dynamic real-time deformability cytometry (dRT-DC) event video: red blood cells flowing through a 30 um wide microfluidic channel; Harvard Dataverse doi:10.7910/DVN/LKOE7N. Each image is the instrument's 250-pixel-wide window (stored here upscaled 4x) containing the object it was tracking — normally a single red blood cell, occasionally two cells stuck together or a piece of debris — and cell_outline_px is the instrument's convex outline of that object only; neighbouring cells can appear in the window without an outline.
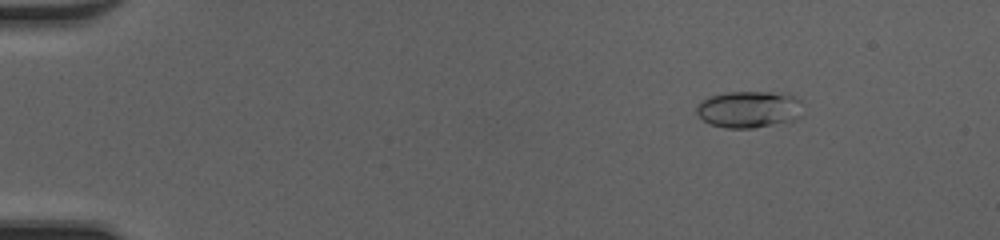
{"species": "common noctule bat (a hibernating species)", "species_latin": "Nyctalus noctula", "temperature_condition": "cold", "stored_images_in_passage": 51, "camera_frame_rate_fps": 3000, "um_per_image_px": 0.085, "animal": {"sex": "female", "body_mass_g": 20.0, "forearm_length_mm": 54.0}, "frame": {"image": 1, "passage_image": 8, "time_ms": 2.333, "image_size_px": [1000, 240], "cell_outline_px": [[800, 116], [796, 120], [752, 128], [728, 128], [712, 124], [704, 120], [696, 112], [696, 104], [700, 100], [708, 96], [728, 92], [772, 92], [792, 96], [800, 100]], "centroid_in_image_um": [63.62, 9.29], "position_along_channel_um": 21.4, "area_um2": 22.66}}
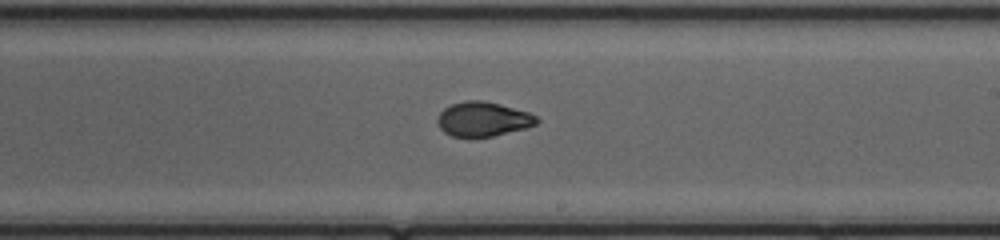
{"frame": {"image": 2, "passage_image": 32, "time_ms": 10.333, "image_size_px": [1000, 240], "cell_outline_px": [[540, 120], [536, 124], [524, 128], [492, 136], [452, 136], [444, 132], [440, 128], [436, 120], [440, 112], [444, 108], [452, 104], [468, 100], [484, 100], [500, 104], [528, 112], [536, 116]], "centroid_in_image_um": [41.04, 10.11], "position_along_channel_um": 248.0, "area_um2": 19.71}}
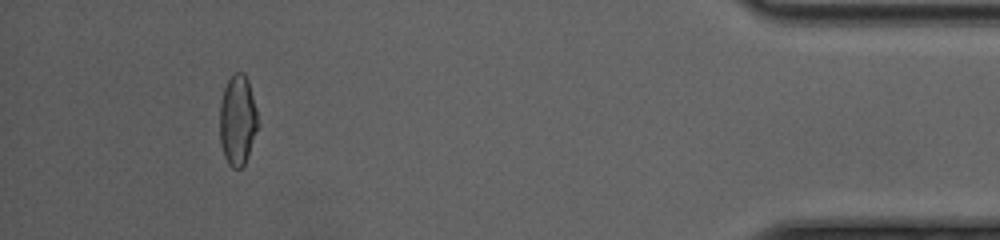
{"frame": {"image": 3, "passage_image": 48, "time_ms": 15.667, "image_size_px": [1000, 240], "cell_outline_px": [[260, 124], [248, 156], [244, 164], [240, 168], [232, 168], [228, 164], [224, 156], [220, 144], [220, 104], [224, 88], [228, 80], [236, 72], [244, 72], [248, 80], [256, 108]], "centroid_in_image_um": [20.21, 10.23], "position_along_channel_um": 415.0, "area_um2": 20.29}, "authors_computed_cell_mechanics": {"area_um2": 20.3456, "velocity_mm_per_s": 4.2081, "shape_relaxation_time_tau1_ms": 8.5036, "shape_relaxation_time_tau2_ms": 0.8392, "deformation_change_tau1": 0.281, "deformation_change_tau2": 0.0381}}